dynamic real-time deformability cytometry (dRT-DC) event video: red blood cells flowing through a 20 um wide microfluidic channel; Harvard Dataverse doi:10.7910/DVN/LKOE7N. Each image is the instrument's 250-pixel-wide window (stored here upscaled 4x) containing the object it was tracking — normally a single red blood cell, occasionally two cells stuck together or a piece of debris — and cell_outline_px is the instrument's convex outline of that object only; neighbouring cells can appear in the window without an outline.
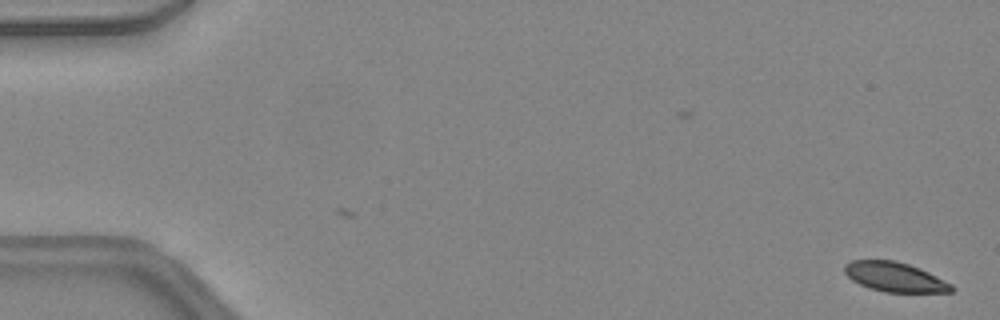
{"species": "common noctule bat (a hibernating species)", "species_latin": "Nyctalus noctula", "temperature_condition": "warm", "stored_images_in_passage": 47, "camera_frame_rate_fps": 3000, "um_per_image_px": 0.085, "animal": {"sex": "female", "body_mass_g": 24.6, "forearm_length_mm": 56.2}, "frame": {"image": 1, "passage_image": 1, "time_ms": 0.0, "image_size_px": [1000, 320], "cell_outline_px": [[956, 288], [952, 292], [884, 292], [868, 288], [852, 280], [844, 272], [844, 264], [852, 260], [896, 260], [920, 268], [952, 284]], "centroid_in_image_um": [76.06, 23.54], "position_along_channel_um": 8.9, "area_um2": 18.5}}
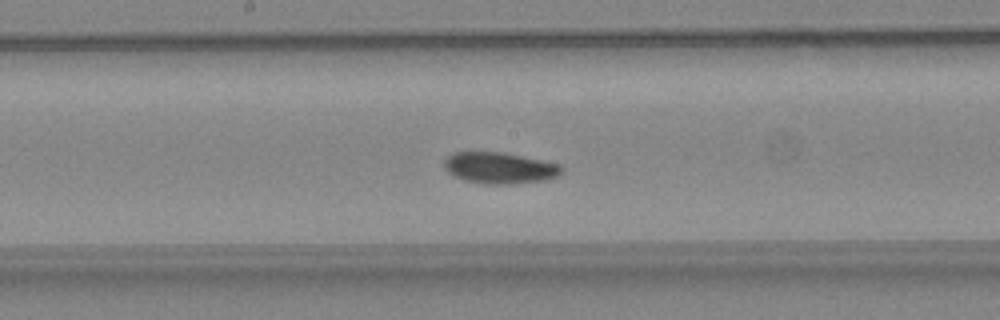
{"frame": {"image": 2, "passage_image": 25, "time_ms": 8.0, "image_size_px": [1000, 320], "cell_outline_px": [[564, 168], [556, 176], [544, 180], [512, 184], [484, 184], [464, 180], [452, 176], [444, 168], [444, 160], [452, 152], [500, 152], [560, 164]], "centroid_in_image_um": [42.41, 14.28], "position_along_channel_um": 205.8, "area_um2": 21.33}}
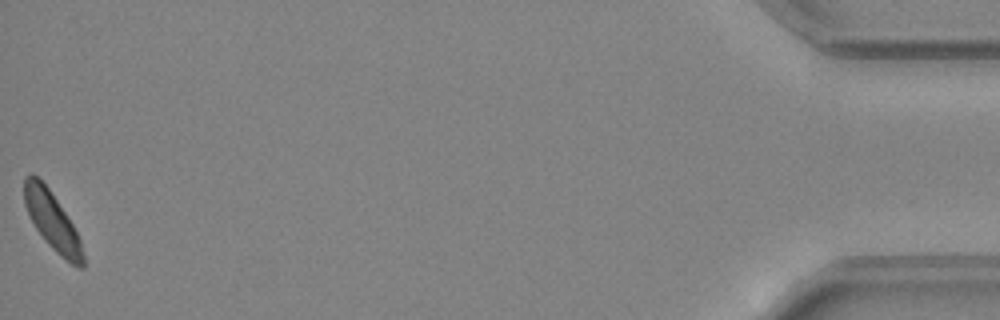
{"frame": {"image": 3, "passage_image": 47, "time_ms": 15.333, "image_size_px": [1000, 320], "cell_outline_px": [[84, 268], [80, 268], [72, 264], [56, 252], [48, 244], [36, 228], [24, 204], [24, 176], [32, 172], [48, 188], [72, 224], [80, 240], [84, 256]], "centroid_in_image_um": [4.43, 18.78], "position_along_channel_um": 430.8, "area_um2": 19.31}, "authors_computed_cell_mechanics": {"area_um2": 20.519, "velocity_mm_per_s": 4.425, "shape_relaxation_time_tau1_ms": 2.9281, "shape_relaxation_time_tau2_ms": null, "deformation_change_tau1": 0.087, "deformation_change_tau2": null}}